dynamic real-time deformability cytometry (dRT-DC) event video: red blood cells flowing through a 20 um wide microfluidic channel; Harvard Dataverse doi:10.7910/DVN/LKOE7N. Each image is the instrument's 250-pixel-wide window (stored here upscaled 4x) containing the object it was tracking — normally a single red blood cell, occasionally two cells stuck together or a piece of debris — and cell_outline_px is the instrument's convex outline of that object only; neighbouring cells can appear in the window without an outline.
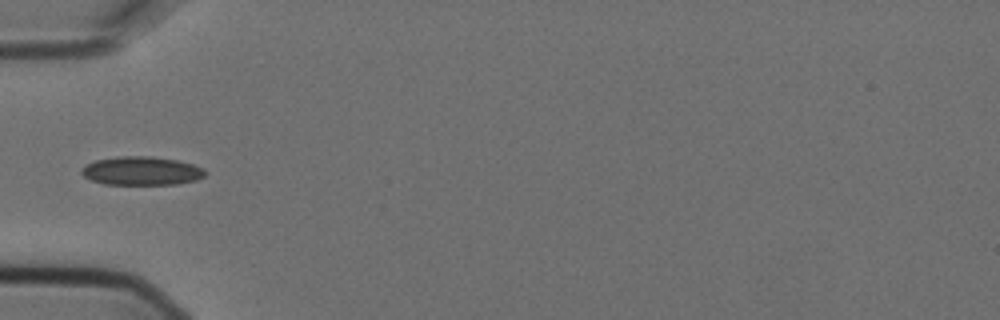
{"species": "Egyptian fruit bat (a non-hibernating species)", "species_latin": "Rousettus aegyptiacus", "temperature_condition": "cold", "stored_images_in_passage": 3, "camera_frame_rate_fps": 3000, "um_per_image_px": 0.085, "animal": {"sex": "female"}, "frame": {"image": 1, "passage_image": 3, "time_ms": 0.667, "image_size_px": [1000, 320], "cell_outline_px": [[208, 172], [204, 176], [196, 180], [176, 184], [104, 184], [92, 180], [84, 176], [80, 172], [80, 168], [96, 160], [120, 156], [152, 156], [176, 160], [192, 164], [204, 168]], "centroid_in_image_um": [12.05, 14.52], "position_along_channel_um": 73.0, "area_um2": 20.58}}